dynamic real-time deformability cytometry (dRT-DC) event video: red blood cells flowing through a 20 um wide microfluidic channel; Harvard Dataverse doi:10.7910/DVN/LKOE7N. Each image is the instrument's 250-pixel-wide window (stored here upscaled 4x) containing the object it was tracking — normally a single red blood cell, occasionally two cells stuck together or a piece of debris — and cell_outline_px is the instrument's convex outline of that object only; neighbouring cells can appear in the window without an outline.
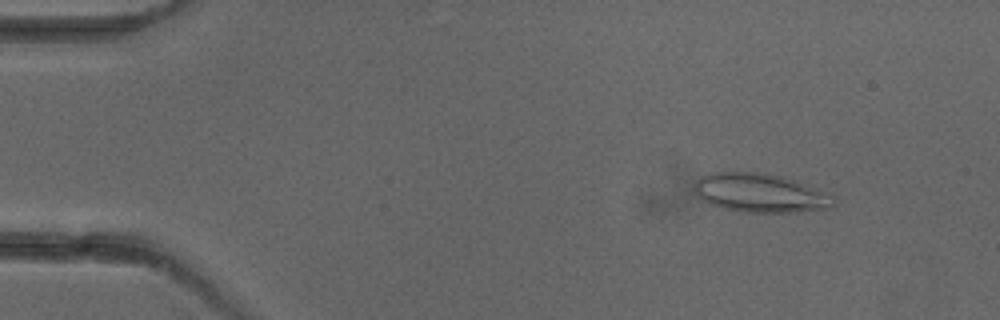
{"species": "common noctule bat (a hibernating species)", "species_latin": "Nyctalus noctula", "temperature_condition": "cold", "stored_images_in_passage": 5, "camera_frame_rate_fps": 3000, "um_per_image_px": 0.085, "animal": {"sex": "female"}, "frame": {"image": 1, "passage_image": 2, "time_ms": 1.0, "image_size_px": [1000, 320], "cell_outline_px": [[836, 204], [828, 208], [796, 212], [744, 212], [724, 208], [712, 204], [696, 196], [692, 188], [692, 184], [700, 176], [712, 172], [756, 172], [780, 176], [796, 180], [832, 192], [836, 196]], "centroid_in_image_um": [64.67, 16.39], "position_along_channel_um": 20.3, "area_um2": 32.08}}